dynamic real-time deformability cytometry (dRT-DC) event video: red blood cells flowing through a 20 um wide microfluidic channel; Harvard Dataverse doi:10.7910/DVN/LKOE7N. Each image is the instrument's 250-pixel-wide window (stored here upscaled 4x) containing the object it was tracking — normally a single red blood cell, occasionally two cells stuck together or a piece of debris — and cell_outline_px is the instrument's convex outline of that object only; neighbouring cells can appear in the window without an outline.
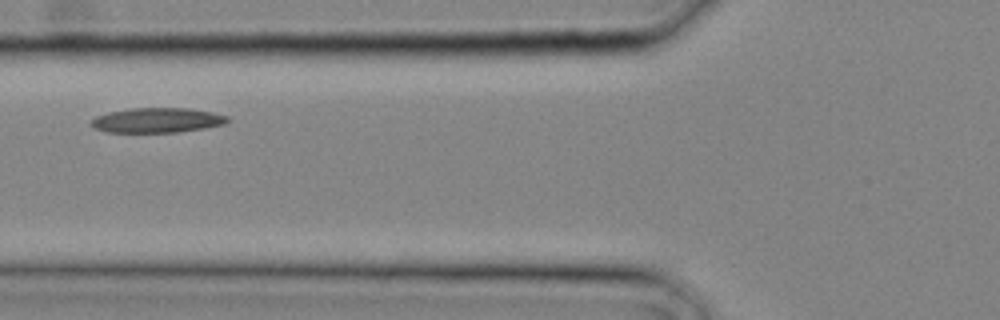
{"species": "common noctule bat (a hibernating species)", "species_latin": "Nyctalus noctula", "temperature_condition": "cold", "stored_images_in_passage": 3, "camera_frame_rate_fps": 3000, "um_per_image_px": 0.085, "animal": {"sex": "male", "body_mass_g": 20.4}, "frame": {"image": 1, "passage_image": 3, "time_ms": 0.667, "image_size_px": [1000, 320], "cell_outline_px": [[228, 120], [224, 124], [204, 128], [176, 132], [108, 132], [96, 128], [88, 124], [96, 116], [108, 112], [132, 108], [188, 108], [212, 112], [228, 116]], "centroid_in_image_um": [13.34, 10.21], "position_along_channel_um": 112.5, "area_um2": 19.59}}